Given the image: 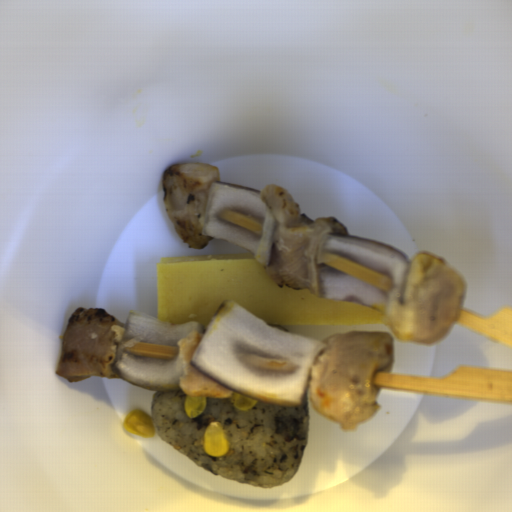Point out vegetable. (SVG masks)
Here are the masks:
<instances>
[{
    "instance_id": "add77e79",
    "label": "vegetable",
    "mask_w": 512,
    "mask_h": 512,
    "mask_svg": "<svg viewBox=\"0 0 512 512\" xmlns=\"http://www.w3.org/2000/svg\"><path fill=\"white\" fill-rule=\"evenodd\" d=\"M327 348L275 328L226 297L189 363L240 396L303 406L311 369Z\"/></svg>"
},
{
    "instance_id": "ea0f7189",
    "label": "vegetable",
    "mask_w": 512,
    "mask_h": 512,
    "mask_svg": "<svg viewBox=\"0 0 512 512\" xmlns=\"http://www.w3.org/2000/svg\"><path fill=\"white\" fill-rule=\"evenodd\" d=\"M325 253L343 255L393 280L392 292L385 293L363 284L343 271L320 266V298L346 300L370 306L383 313L391 304L404 303L406 276L411 266L401 250L376 240L350 233L327 234Z\"/></svg>"
},
{
    "instance_id": "f7b5029e",
    "label": "vegetable",
    "mask_w": 512,
    "mask_h": 512,
    "mask_svg": "<svg viewBox=\"0 0 512 512\" xmlns=\"http://www.w3.org/2000/svg\"><path fill=\"white\" fill-rule=\"evenodd\" d=\"M196 322L171 324L140 311L128 312L124 320L123 339L118 344L113 364L116 373L137 387L158 392H175L185 372V358L178 346L170 359L136 357L125 351L135 343L177 346L192 331L202 332Z\"/></svg>"
},
{
    "instance_id": "96ceb2fe",
    "label": "vegetable",
    "mask_w": 512,
    "mask_h": 512,
    "mask_svg": "<svg viewBox=\"0 0 512 512\" xmlns=\"http://www.w3.org/2000/svg\"><path fill=\"white\" fill-rule=\"evenodd\" d=\"M257 188L212 181L201 217L202 236L226 241L252 253V259L261 266H271L275 217ZM238 212L263 222L259 236L220 219L222 210Z\"/></svg>"
}]
</instances>
